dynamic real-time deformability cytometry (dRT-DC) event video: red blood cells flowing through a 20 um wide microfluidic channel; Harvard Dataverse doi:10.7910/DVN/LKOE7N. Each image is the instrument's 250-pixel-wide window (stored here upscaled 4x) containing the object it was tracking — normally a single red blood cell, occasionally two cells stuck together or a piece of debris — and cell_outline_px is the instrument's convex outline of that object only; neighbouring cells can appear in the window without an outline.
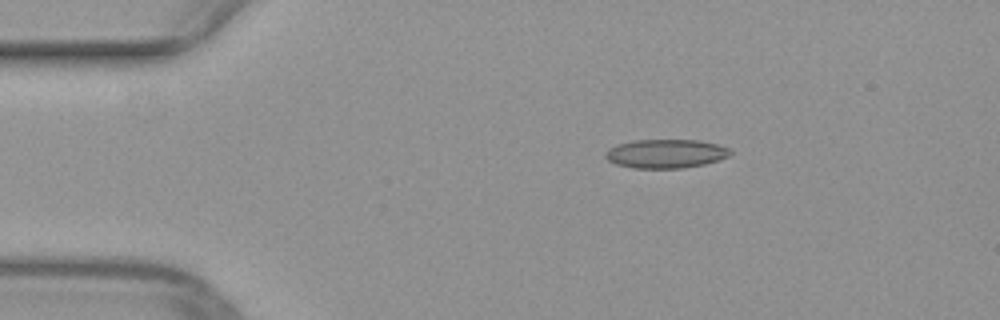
{"species": "common noctule bat (a hibernating species)", "species_latin": "Nyctalus noctula", "temperature_condition": "warm", "stored_images_in_passage": 42, "camera_frame_rate_fps": 3000, "um_per_image_px": 0.085, "animal": {"sex": "female", "body_mass_g": 29.2, "forearm_length_mm": 56.3}, "frame": {"image": 1, "passage_image": 1, "time_ms": 0.0, "image_size_px": [1000, 320], "cell_outline_px": [[732, 152], [728, 156], [720, 160], [704, 164], [684, 168], [632, 168], [616, 164], [608, 160], [604, 156], [604, 152], [608, 148], [620, 144], [636, 140], [700, 140], [716, 144], [728, 148]], "centroid_in_image_um": [56.58, 13.07], "position_along_channel_um": 28.4, "area_um2": 20.98}}
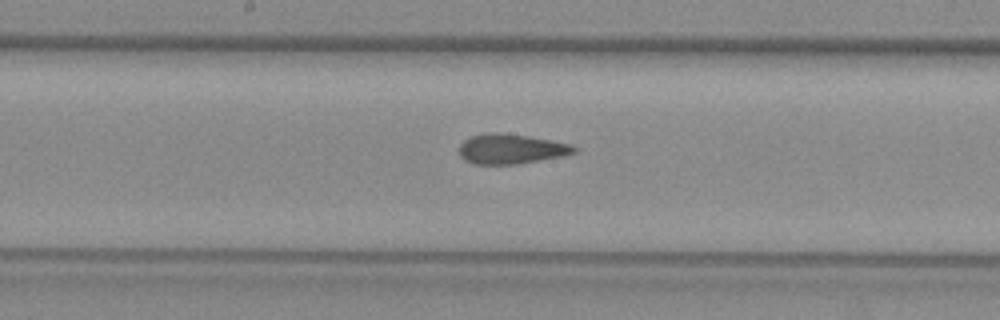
{"frame": {"image": 2, "passage_image": 18, "time_ms": 5.667, "image_size_px": [1000, 320], "cell_outline_px": [[576, 152], [564, 156], [520, 164], [476, 164], [464, 160], [460, 156], [460, 144], [464, 140], [472, 136], [500, 132], [528, 136], [572, 144], [576, 148]], "centroid_in_image_um": [43.47, 12.67], "position_along_channel_um": 204.7, "area_um2": 19.94}}
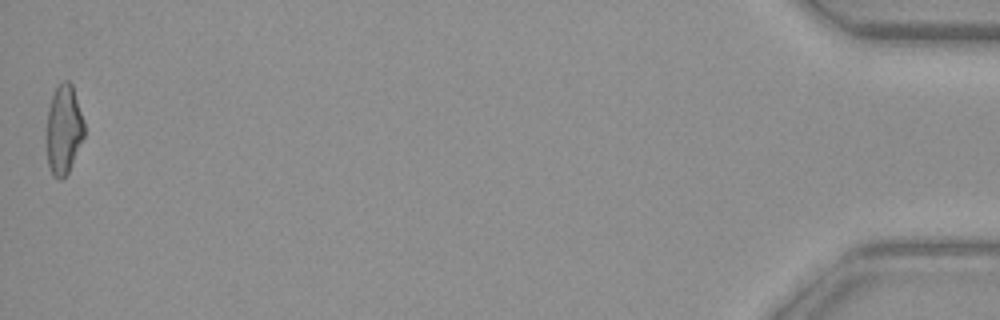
{"frame": {"image": 3, "passage_image": 42, "time_ms": 13.667, "image_size_px": [1000, 320], "cell_outline_px": [[84, 136], [68, 172], [60, 180], [52, 176], [48, 164], [48, 108], [52, 92], [64, 80], [68, 80], [72, 84], [84, 120]], "centroid_in_image_um": [5.43, 10.98], "position_along_channel_um": 429.8, "area_um2": 19.31}}